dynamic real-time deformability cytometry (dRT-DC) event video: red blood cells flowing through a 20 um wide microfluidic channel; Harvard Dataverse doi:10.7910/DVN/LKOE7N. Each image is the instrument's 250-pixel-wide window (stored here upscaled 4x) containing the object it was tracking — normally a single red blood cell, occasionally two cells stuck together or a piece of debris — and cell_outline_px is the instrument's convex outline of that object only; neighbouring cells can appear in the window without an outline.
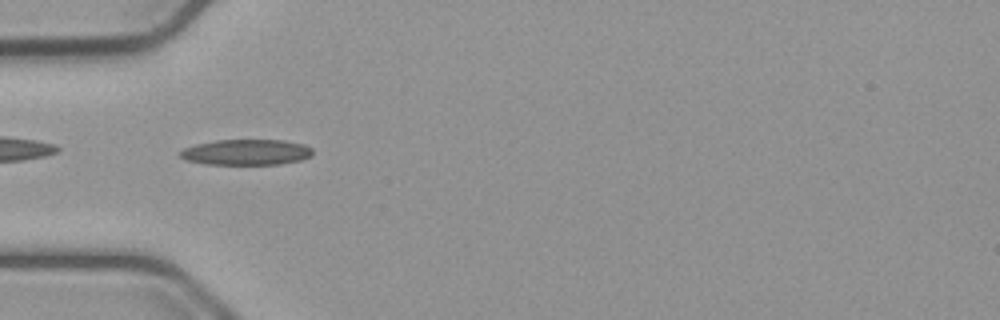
{"species": "common noctule bat (a hibernating species)", "species_latin": "Nyctalus noctula", "temperature_condition": "cold", "stored_images_in_passage": 37, "camera_frame_rate_fps": 3000, "um_per_image_px": 0.085, "animal": {"sex": "male", "body_mass_g": 23.1, "forearm_length_mm": 52.7}, "frame": {"image": 1, "passage_image": 6, "time_ms": 1.667, "image_size_px": [1000, 320], "cell_outline_px": [[312, 156], [300, 160], [280, 164], [204, 164], [184, 160], [180, 156], [180, 152], [184, 148], [196, 144], [216, 140], [284, 140], [304, 144], [312, 148]], "centroid_in_image_um": [20.94, 12.94], "position_along_channel_um": 64.1, "area_um2": 19.88}}
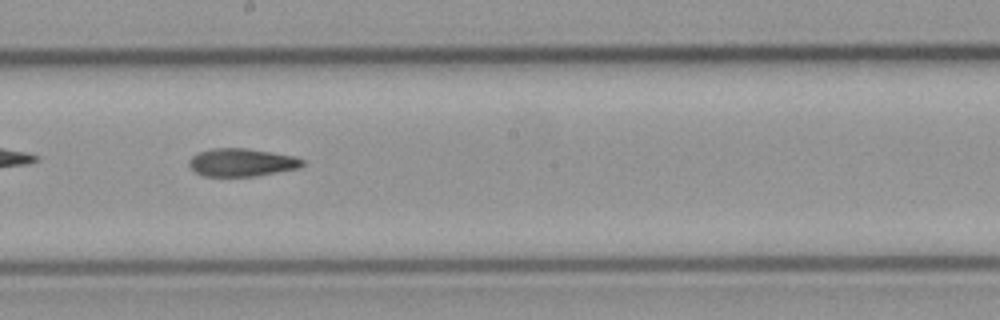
{"frame": {"image": 2, "passage_image": 19, "time_ms": 6.0, "image_size_px": [1000, 320], "cell_outline_px": [[304, 164], [300, 168], [256, 176], [204, 176], [196, 172], [188, 164], [188, 160], [196, 152], [212, 148], [244, 148], [272, 152], [292, 156], [304, 160]], "centroid_in_image_um": [20.52, 13.8], "position_along_channel_um": 227.7, "area_um2": 18.5}}
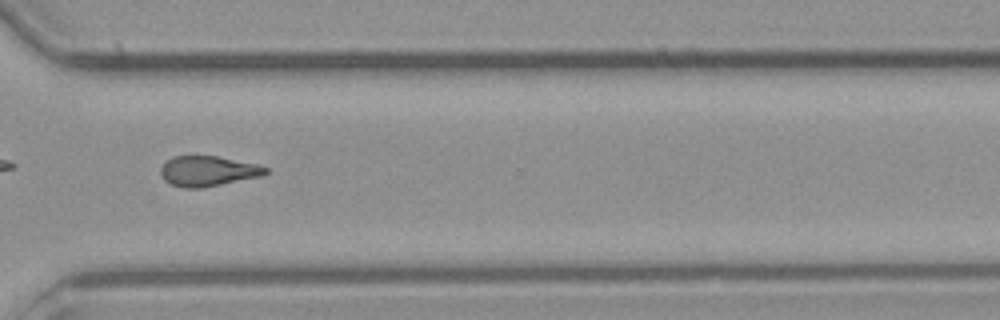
{"frame": {"image": 3, "passage_image": 29, "time_ms": 9.333, "image_size_px": [1000, 320], "cell_outline_px": [[268, 172], [264, 176], [204, 188], [184, 188], [172, 184], [164, 180], [160, 172], [160, 168], [172, 156], [216, 156], [256, 164], [268, 168]], "centroid_in_image_um": [17.7, 14.56], "position_along_channel_um": 352.9, "area_um2": 18.55}, "authors_computed_cell_mechanics": {"area_um2": 18.9584, "velocity_mm_per_s": 3.7651, "shape_relaxation_time_tau1_ms": null, "shape_relaxation_time_tau2_ms": 4.5536, "deformation_change_tau1": null, "deformation_change_tau2": 0.1319}}